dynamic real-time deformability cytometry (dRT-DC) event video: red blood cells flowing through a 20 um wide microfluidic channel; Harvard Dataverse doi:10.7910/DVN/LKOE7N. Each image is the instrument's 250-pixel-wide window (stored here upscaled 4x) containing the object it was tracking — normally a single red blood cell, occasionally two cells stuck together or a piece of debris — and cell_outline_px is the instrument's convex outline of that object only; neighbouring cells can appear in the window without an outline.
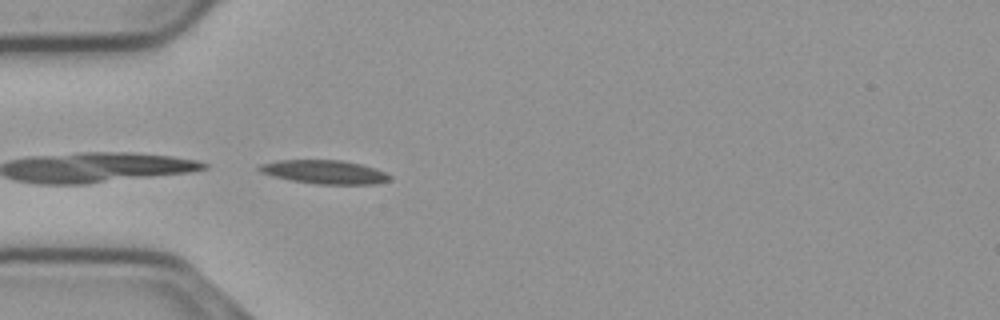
{"species": "common noctule bat (a hibernating species)", "species_latin": "Nyctalus noctula", "temperature_condition": "cold", "stored_images_in_passage": 5, "camera_frame_rate_fps": 3000, "um_per_image_px": 0.085, "animal": {"sex": "male", "body_mass_g": 23.1, "forearm_length_mm": 52.7}, "frame": {"image": 1, "passage_image": 1, "time_ms": 0.0, "image_size_px": [1000, 320], "cell_outline_px": [[392, 180], [372, 184], [316, 184], [292, 180], [272, 176], [260, 172], [256, 168], [260, 164], [280, 160], [340, 160], [360, 164], [376, 168], [392, 176]], "centroid_in_image_um": [27.58, 14.62], "position_along_channel_um": 57.4, "area_um2": 17.98}}